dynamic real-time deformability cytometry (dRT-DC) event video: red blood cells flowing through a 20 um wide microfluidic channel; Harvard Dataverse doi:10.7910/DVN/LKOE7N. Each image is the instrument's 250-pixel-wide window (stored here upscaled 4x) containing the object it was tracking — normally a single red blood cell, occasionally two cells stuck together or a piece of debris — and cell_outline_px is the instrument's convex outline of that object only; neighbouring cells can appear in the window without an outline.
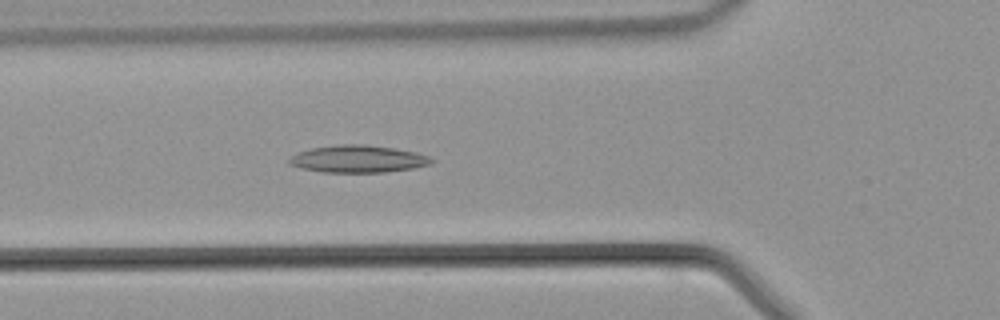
{"species": "common noctule bat (a hibernating species)", "species_latin": "Nyctalus noctula", "temperature_condition": "warm", "stored_images_in_passage": 43, "camera_frame_rate_fps": 3000, "um_per_image_px": 0.085, "animal": {"sex": "male", "body_mass_g": 21.5, "forearm_length_mm": 52.0}, "frame": {"image": 1, "passage_image": 14, "time_ms": 4.333, "image_size_px": [1000, 320], "cell_outline_px": [[436, 160], [432, 164], [412, 168], [384, 172], [320, 172], [300, 168], [288, 164], [288, 160], [292, 156], [300, 152], [312, 148], [340, 144], [364, 144], [392, 148], [416, 152], [428, 156]], "centroid_in_image_um": [30.44, 13.51], "position_along_channel_um": 95.4, "area_um2": 22.54}}
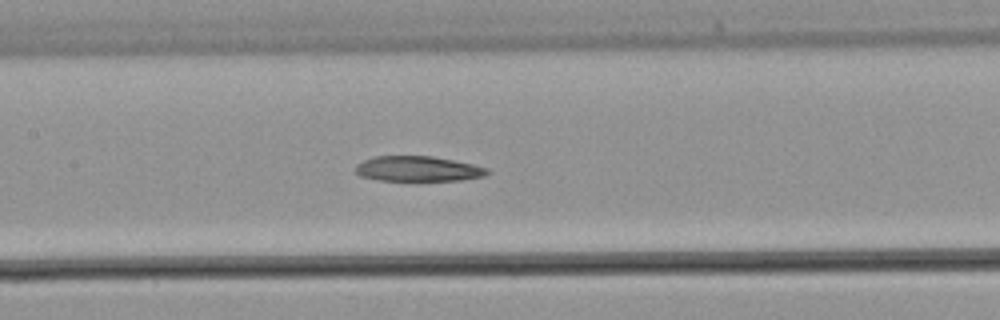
{"frame": {"image": 2, "passage_image": 19, "time_ms": 6.0, "image_size_px": [1000, 320], "cell_outline_px": [[492, 172], [484, 176], [460, 180], [380, 180], [360, 176], [356, 172], [356, 164], [364, 160], [376, 156], [432, 156], [472, 164], [488, 168]], "centroid_in_image_um": [35.54, 14.34], "position_along_channel_um": 171.9, "area_um2": 19.19}}
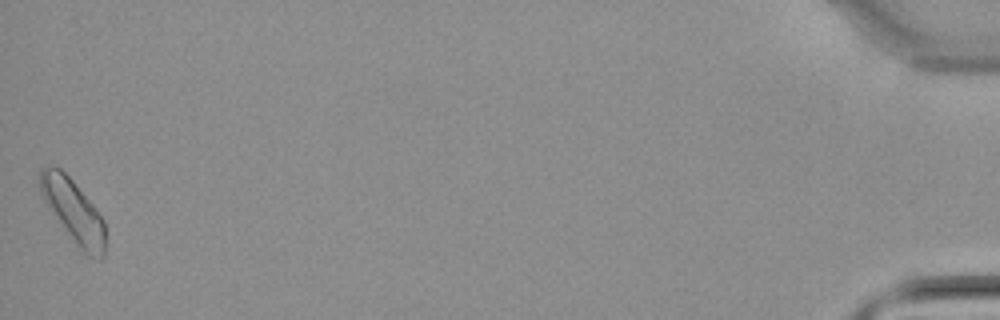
{"frame": {"image": 3, "passage_image": 43, "time_ms": 14.0, "image_size_px": [1000, 320], "cell_outline_px": [[104, 256], [100, 260], [88, 256], [76, 248], [44, 200], [40, 192], [40, 172], [48, 164], [60, 168], [72, 180], [92, 204], [104, 220]], "centroid_in_image_um": [6.23, 17.99], "position_along_channel_um": 429.0, "area_um2": 23.81}}